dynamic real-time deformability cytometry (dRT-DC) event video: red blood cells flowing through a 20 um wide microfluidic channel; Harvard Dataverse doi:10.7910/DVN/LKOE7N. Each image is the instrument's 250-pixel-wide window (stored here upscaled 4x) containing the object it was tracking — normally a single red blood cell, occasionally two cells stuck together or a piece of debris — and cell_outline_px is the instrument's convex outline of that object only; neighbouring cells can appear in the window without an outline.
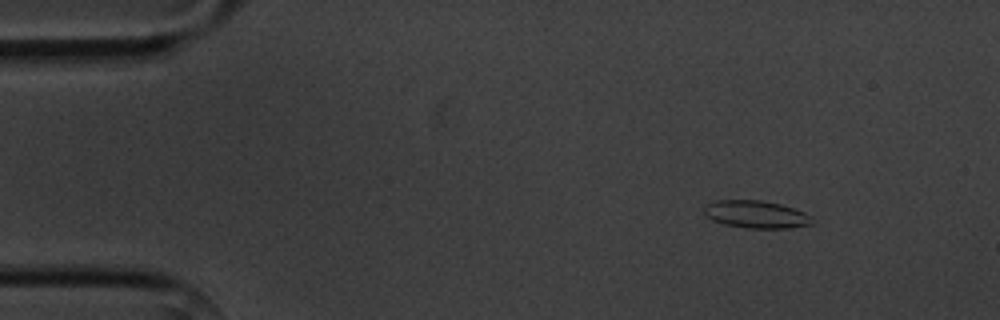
{"species": "common noctule bat (a hibernating species)", "species_latin": "Nyctalus noctula", "temperature_condition": "cold", "stored_images_in_passage": 6, "camera_frame_rate_fps": 3000, "um_per_image_px": 0.085, "animal": {"sex": "male", "body_mass_g": 20.1, "forearm_length_mm": 53.5}, "frame": {"image": 1, "passage_image": 2, "time_ms": 1.0, "image_size_px": [1000, 320], "cell_outline_px": [[812, 224], [788, 228], [748, 228], [724, 224], [712, 220], [704, 216], [704, 204], [716, 200], [760, 200], [780, 204], [804, 212], [812, 216]], "centroid_in_image_um": [64.22, 18.22], "position_along_channel_um": 20.8, "area_um2": 17.4}}